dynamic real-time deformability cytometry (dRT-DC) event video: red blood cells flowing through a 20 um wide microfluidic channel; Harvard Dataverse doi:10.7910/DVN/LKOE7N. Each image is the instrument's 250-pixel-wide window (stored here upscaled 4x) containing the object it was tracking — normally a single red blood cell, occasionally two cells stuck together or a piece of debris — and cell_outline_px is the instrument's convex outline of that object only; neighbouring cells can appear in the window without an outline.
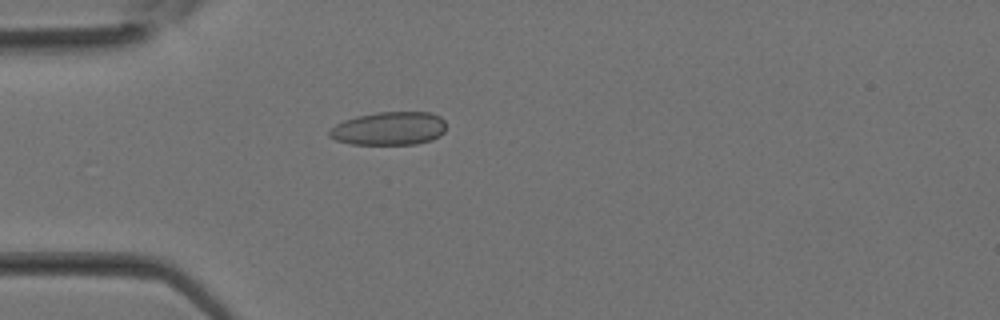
{"species": "Egyptian fruit bat (a non-hibernating species)", "species_latin": "Rousettus aegyptiacus", "temperature_condition": "room temperature", "stored_images_in_passage": 24, "camera_frame_rate_fps": 3000, "um_per_image_px": 0.085, "animal": {"sex": "female"}, "frame": {"image": 1, "passage_image": 1, "time_ms": 0.0, "image_size_px": [1000, 320], "cell_outline_px": [[444, 132], [440, 136], [432, 140], [416, 144], [352, 144], [336, 140], [328, 136], [328, 128], [344, 120], [356, 116], [376, 112], [428, 112], [440, 116], [444, 120]], "centroid_in_image_um": [33.05, 10.92], "position_along_channel_um": 52.0, "area_um2": 22.83}}
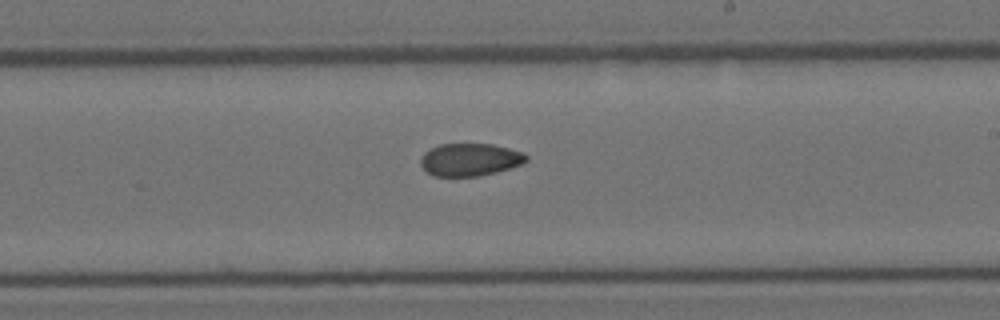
{"frame": {"image": 2, "passage_image": 11, "time_ms": 3.333, "image_size_px": [1000, 320], "cell_outline_px": [[528, 160], [520, 164], [496, 172], [480, 176], [432, 176], [420, 164], [420, 156], [424, 152], [440, 144], [492, 144], [524, 152], [528, 156]], "centroid_in_image_um": [39.93, 13.57], "position_along_channel_um": 249.1, "area_um2": 20.06}}
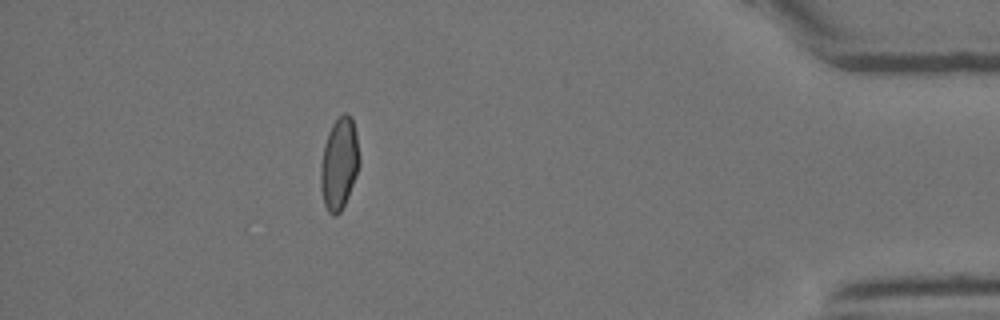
{"frame": {"image": 3, "passage_image": 21, "time_ms": 6.667, "image_size_px": [1000, 320], "cell_outline_px": [[360, 164], [356, 176], [348, 196], [340, 212], [336, 216], [332, 216], [328, 212], [324, 204], [320, 184], [320, 164], [324, 144], [328, 132], [332, 124], [344, 112], [352, 116], [356, 136], [360, 160]], "centroid_in_image_um": [28.82, 13.92], "position_along_channel_um": 406.4, "area_um2": 20.81}}